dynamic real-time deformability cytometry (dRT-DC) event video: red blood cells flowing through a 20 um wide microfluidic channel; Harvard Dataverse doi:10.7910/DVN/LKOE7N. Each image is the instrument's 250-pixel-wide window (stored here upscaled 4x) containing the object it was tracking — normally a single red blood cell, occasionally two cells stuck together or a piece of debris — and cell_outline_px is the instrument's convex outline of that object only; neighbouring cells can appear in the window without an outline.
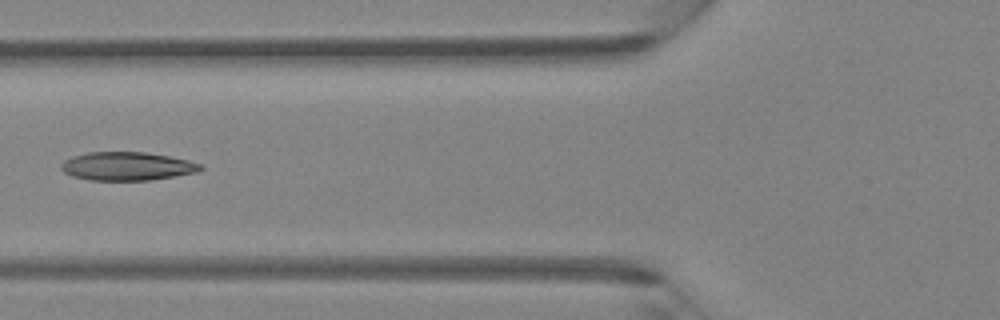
{"species": "Egyptian fruit bat (a non-hibernating species)", "species_latin": "Rousettus aegyptiacus", "temperature_condition": "room temperature", "stored_images_in_passage": 22, "camera_frame_rate_fps": 3000, "um_per_image_px": 0.085, "animal": {"sex": "female"}, "frame": {"image": 1, "passage_image": 18, "time_ms": 5.667, "image_size_px": [1000, 320], "cell_outline_px": [[204, 168], [200, 172], [148, 180], [88, 180], [72, 176], [64, 172], [60, 168], [60, 164], [64, 160], [72, 156], [88, 152], [144, 152], [168, 156], [188, 160], [200, 164]], "centroid_in_image_um": [10.78, 14.13], "position_along_channel_um": 115.0, "area_um2": 23.12}}
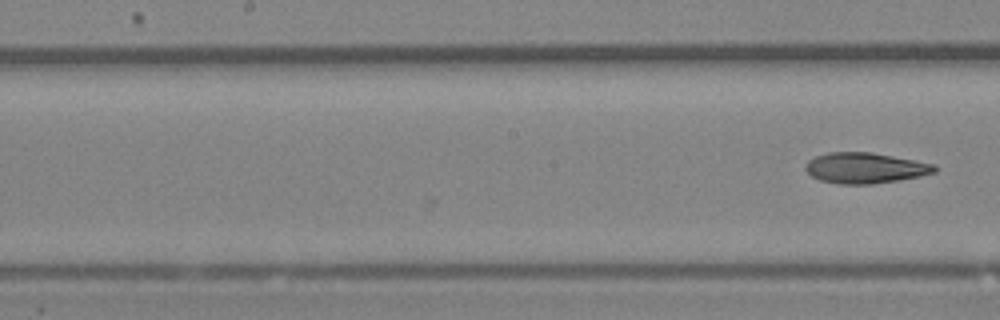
{"frame": {"image": 2, "passage_image": 22, "time_ms": 7.0, "image_size_px": [1000, 320], "cell_outline_px": [[936, 172], [920, 176], [900, 180], [872, 184], [840, 184], [820, 180], [812, 176], [804, 168], [808, 160], [816, 156], [828, 152], [872, 152], [936, 164]], "centroid_in_image_um": [73.55, 14.27], "position_along_channel_um": 174.7, "area_um2": 23.12}}